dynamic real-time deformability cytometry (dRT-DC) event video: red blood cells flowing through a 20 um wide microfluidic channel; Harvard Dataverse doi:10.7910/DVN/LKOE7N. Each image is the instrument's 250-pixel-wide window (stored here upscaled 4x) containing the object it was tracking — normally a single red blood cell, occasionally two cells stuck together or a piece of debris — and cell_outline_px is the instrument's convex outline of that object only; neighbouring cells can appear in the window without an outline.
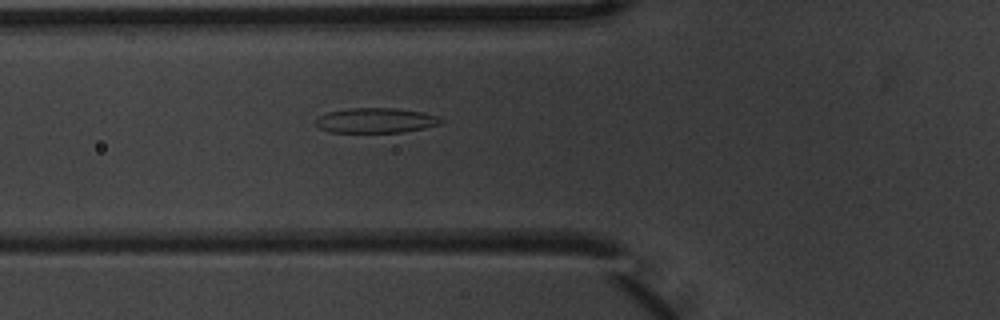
{"species": "common noctule bat (a hibernating species)", "species_latin": "Nyctalus noctula", "temperature_condition": "warm", "stored_images_in_passage": 6, "camera_frame_rate_fps": 3000, "um_per_image_px": 0.085, "animal": {"sex": "male", "body_mass_g": 20.1, "forearm_length_mm": 53.5}, "frame": {"image": 1, "passage_image": 6, "time_ms": 1.667, "image_size_px": [1000, 320], "cell_outline_px": [[444, 120], [440, 124], [424, 128], [400, 132], [332, 132], [320, 128], [316, 124], [316, 120], [320, 116], [328, 112], [348, 108], [396, 108], [420, 112], [440, 116]], "centroid_in_image_um": [31.97, 10.23], "position_along_channel_um": 93.8, "area_um2": 18.09}}